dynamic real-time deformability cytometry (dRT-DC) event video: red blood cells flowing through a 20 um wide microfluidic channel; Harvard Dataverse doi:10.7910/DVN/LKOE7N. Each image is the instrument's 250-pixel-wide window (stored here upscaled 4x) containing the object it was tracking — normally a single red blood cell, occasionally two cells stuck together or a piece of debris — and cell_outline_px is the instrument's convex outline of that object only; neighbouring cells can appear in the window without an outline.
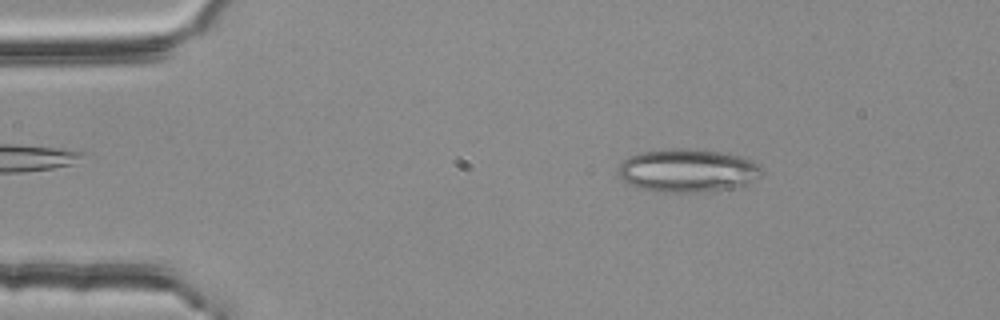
{"species": "common noctule bat (a hibernating species)", "species_latin": "Nyctalus noctula", "temperature_condition": "room temperature", "stored_images_in_passage": 53, "camera_frame_rate_fps": 3000, "um_per_image_px": 0.085, "animal": {"sex": "female", "body_mass_g": 25.1}, "frame": {"image": 1, "passage_image": 8, "time_ms": 2.333, "image_size_px": [1000, 320], "cell_outline_px": [[764, 172], [760, 176], [744, 184], [728, 188], [700, 192], [656, 192], [628, 184], [616, 172], [620, 164], [628, 156], [640, 152], [672, 148], [688, 148], [720, 152], [740, 156], [752, 160], [760, 164]], "centroid_in_image_um": [58.42, 14.48], "position_along_channel_um": 26.6, "area_um2": 36.18}}
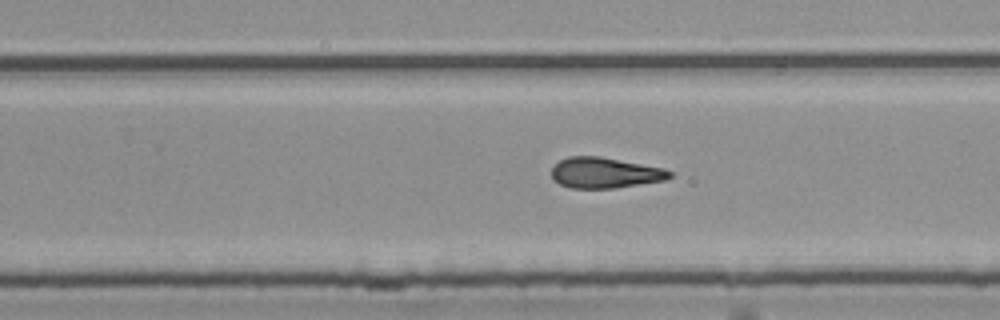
{"frame": {"image": 2, "passage_image": 33, "time_ms": 10.667, "image_size_px": [1000, 320], "cell_outline_px": [[672, 176], [664, 180], [612, 188], [572, 188], [560, 184], [552, 180], [552, 168], [560, 160], [568, 156], [600, 156], [664, 168], [672, 172]], "centroid_in_image_um": [51.39, 14.68], "position_along_channel_um": 278.4, "area_um2": 20.98}}
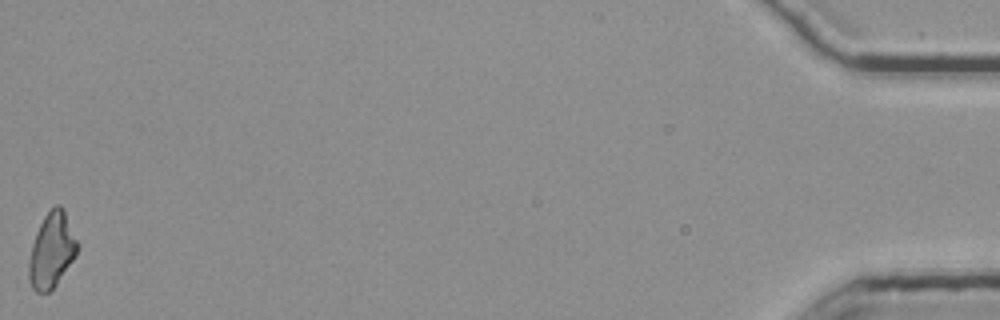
{"frame": {"image": 3, "passage_image": 53, "time_ms": 17.333, "image_size_px": [1000, 320], "cell_outline_px": [[80, 244], [76, 256], [56, 284], [48, 292], [36, 292], [32, 288], [28, 280], [28, 264], [32, 244], [36, 232], [44, 216], [56, 204], [60, 204], [64, 208]], "centroid_in_image_um": [4.41, 21.25], "position_along_channel_um": 430.8, "area_um2": 21.44}, "authors_computed_cell_mechanics": {"area_um2": 21.675, "velocity_mm_per_s": 3.8101, "shape_relaxation_time_tau1_ms": null, "shape_relaxation_time_tau2_ms": 6.116, "deformation_change_tau1": null, "deformation_change_tau2": 0.1832}}